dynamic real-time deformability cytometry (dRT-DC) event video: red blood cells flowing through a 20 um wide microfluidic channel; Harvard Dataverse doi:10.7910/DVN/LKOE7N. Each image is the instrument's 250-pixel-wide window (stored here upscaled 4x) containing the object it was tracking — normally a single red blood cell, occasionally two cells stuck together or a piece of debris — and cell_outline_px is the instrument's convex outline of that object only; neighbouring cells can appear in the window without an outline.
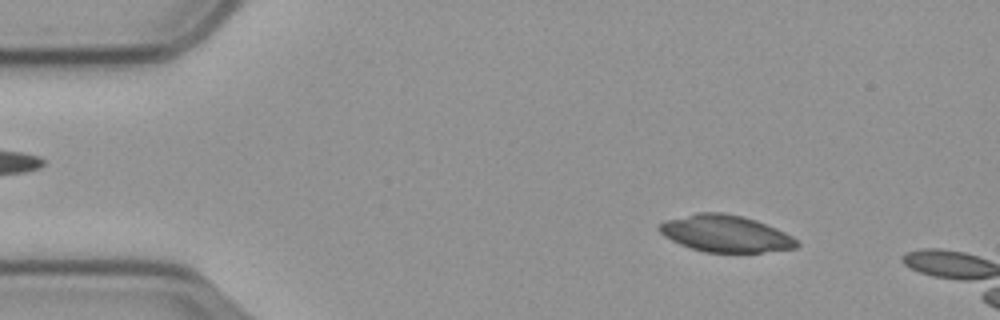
{"species": "common noctule bat (a hibernating species)", "species_latin": "Nyctalus noctula", "temperature_condition": "cold", "stored_images_in_passage": 7, "camera_frame_rate_fps": 3000, "um_per_image_px": 0.085, "animal": {"sex": "male", "body_mass_g": 23.1, "forearm_length_mm": 52.7}, "frame": {"image": 1, "passage_image": 1, "time_ms": 0.0, "image_size_px": [1000, 320], "cell_outline_px": [[800, 244], [796, 248], [760, 252], [704, 252], [680, 244], [664, 236], [656, 228], [664, 220], [696, 212], [724, 212], [744, 216], [756, 220], [776, 228], [792, 236]], "centroid_in_image_um": [61.64, 19.84], "position_along_channel_um": 23.4, "area_um2": 29.59}}